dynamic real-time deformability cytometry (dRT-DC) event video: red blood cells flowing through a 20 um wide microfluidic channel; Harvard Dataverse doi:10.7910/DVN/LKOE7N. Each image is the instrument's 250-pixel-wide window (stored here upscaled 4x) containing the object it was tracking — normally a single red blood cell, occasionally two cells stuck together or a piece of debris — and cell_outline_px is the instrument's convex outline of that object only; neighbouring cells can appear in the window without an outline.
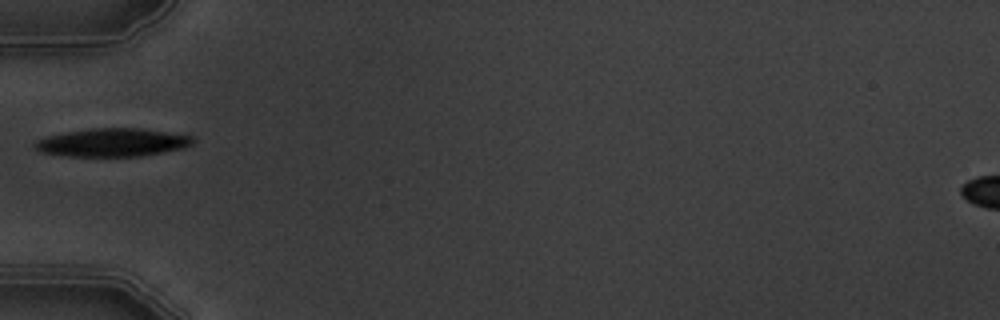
{"species": "common noctule bat (a hibernating species)", "species_latin": "Nyctalus noctula", "temperature_condition": "warm", "stored_images_in_passage": 1, "camera_frame_rate_fps": 3000, "um_per_image_px": 0.085, "animal": {"sex": "male", "body_mass_g": 19.5, "forearm_length_mm": 54.6}, "frame": {"image": 1, "passage_image": 1, "time_ms": 0.0, "image_size_px": [1000, 320], "cell_outline_px": [[196, 140], [192, 144], [184, 148], [164, 152], [140, 156], [68, 156], [40, 152], [32, 144], [36, 140], [44, 136], [88, 128], [140, 128], [192, 136]], "centroid_in_image_um": [9.53, 12.1], "position_along_channel_um": 75.5, "area_um2": 26.07}}